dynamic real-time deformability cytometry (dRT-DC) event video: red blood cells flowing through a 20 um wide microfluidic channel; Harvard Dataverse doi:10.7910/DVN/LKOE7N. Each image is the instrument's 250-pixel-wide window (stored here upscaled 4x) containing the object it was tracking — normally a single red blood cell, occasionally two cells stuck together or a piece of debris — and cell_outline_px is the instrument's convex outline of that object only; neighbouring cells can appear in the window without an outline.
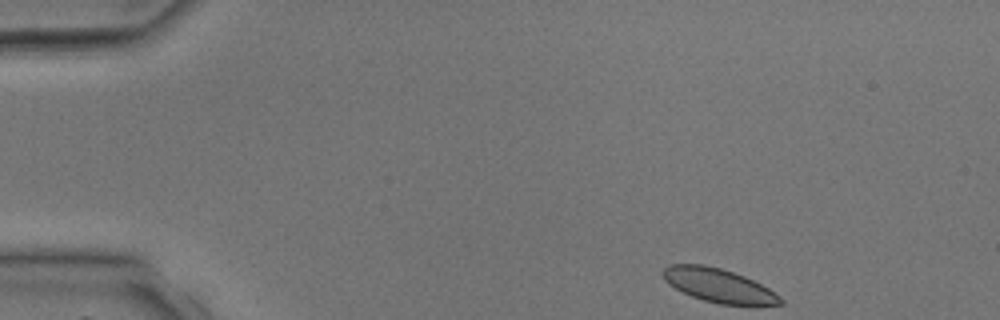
{"species": "common noctule bat (a hibernating species)", "species_latin": "Nyctalus noctula", "temperature_condition": "room temperature", "stored_images_in_passage": 4, "segment_of_instrument_passage": [1, 2], "camera_frame_rate_fps": 3000, "um_per_image_px": 0.085, "animal": {"sex": "male", "body_mass_g": 17.9, "forearm_length_mm": 54.2}, "frame": {"image": 1, "passage_image": 1, "time_ms": 0.0, "image_size_px": [1000, 320], "cell_outline_px": [[784, 304], [720, 304], [704, 300], [692, 296], [668, 284], [664, 280], [660, 272], [668, 264], [704, 264], [720, 268], [744, 276], [768, 288], [780, 296], [784, 300]], "centroid_in_image_um": [61.03, 24.24], "position_along_channel_um": 24.0, "area_um2": 22.83}}